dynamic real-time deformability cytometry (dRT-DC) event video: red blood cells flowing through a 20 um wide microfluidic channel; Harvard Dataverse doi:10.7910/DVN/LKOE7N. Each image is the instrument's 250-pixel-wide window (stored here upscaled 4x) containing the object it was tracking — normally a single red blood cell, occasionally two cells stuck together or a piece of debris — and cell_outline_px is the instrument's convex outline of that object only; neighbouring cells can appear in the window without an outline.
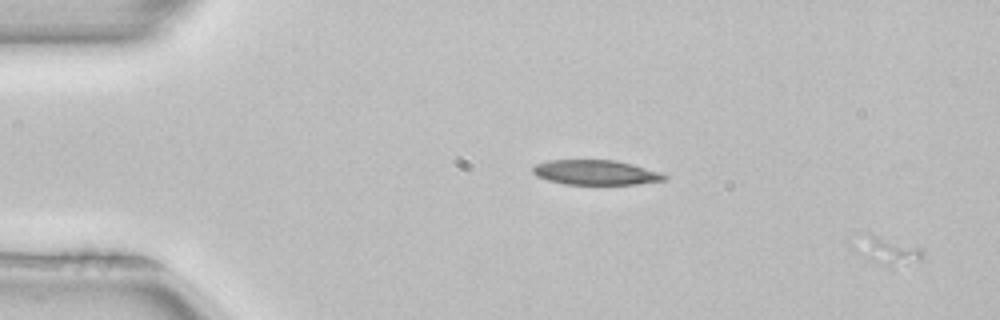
{"species": "common noctule bat (a hibernating species)", "species_latin": "Nyctalus noctula", "temperature_condition": "room temperature", "stored_images_in_passage": 2, "camera_frame_rate_fps": 3000, "um_per_image_px": 0.085, "animal": {"sex": "female", "body_mass_g": 22.7, "forearm_length_mm": 54.2}, "frame": {"image": 1, "passage_image": 2, "time_ms": 0.333, "image_size_px": [1000, 320], "cell_outline_px": [[924, 256], [920, 260], [892, 268], [888, 268], [868, 260], [856, 252], [848, 244], [868, 236], [876, 236], [920, 248], [924, 252]], "centroid_in_image_um": [75.37, 21.39], "position_along_channel_um": 9.6, "area_um2": 10.81}}